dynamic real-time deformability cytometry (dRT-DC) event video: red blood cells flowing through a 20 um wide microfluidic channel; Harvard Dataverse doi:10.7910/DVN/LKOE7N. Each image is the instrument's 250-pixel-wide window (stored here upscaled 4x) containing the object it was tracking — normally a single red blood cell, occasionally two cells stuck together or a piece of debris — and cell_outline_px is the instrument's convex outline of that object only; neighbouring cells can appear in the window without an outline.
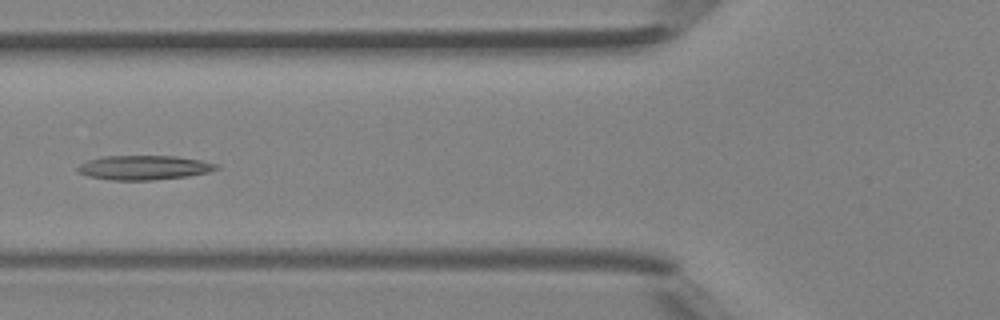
{"species": "Egyptian fruit bat (a non-hibernating species)", "species_latin": "Rousettus aegyptiacus", "temperature_condition": "room temperature", "stored_images_in_passage": 38, "camera_frame_rate_fps": 3000, "um_per_image_px": 0.085, "animal": {"sex": "female"}, "frame": {"image": 1, "passage_image": 17, "time_ms": 5.333, "image_size_px": [1000, 320], "cell_outline_px": [[220, 168], [208, 172], [188, 176], [152, 180], [112, 180], [88, 176], [80, 172], [76, 168], [80, 164], [88, 160], [100, 156], [176, 156], [200, 160], [220, 164]], "centroid_in_image_um": [12.26, 14.24], "position_along_channel_um": 113.5, "area_um2": 19.71}}
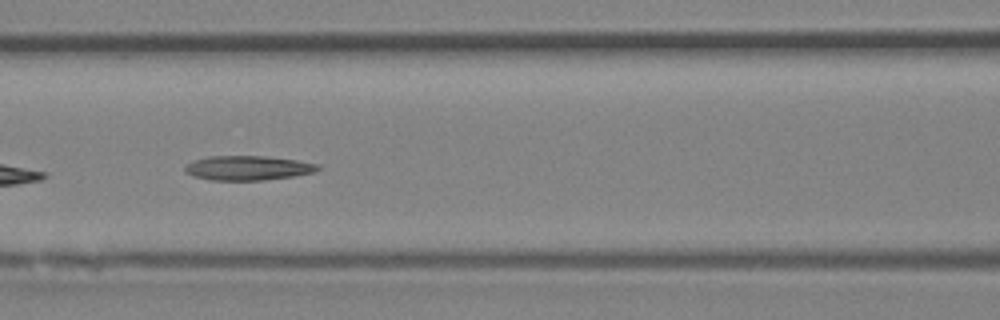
{"frame": {"image": 2, "passage_image": 19, "time_ms": 6.0, "image_size_px": [1000, 320], "cell_outline_px": [[320, 168], [312, 172], [292, 176], [264, 180], [212, 180], [192, 176], [184, 172], [184, 168], [192, 160], [208, 156], [264, 156], [296, 160], [320, 164]], "centroid_in_image_um": [21.02, 14.27], "position_along_channel_um": 145.6, "area_um2": 18.9}}
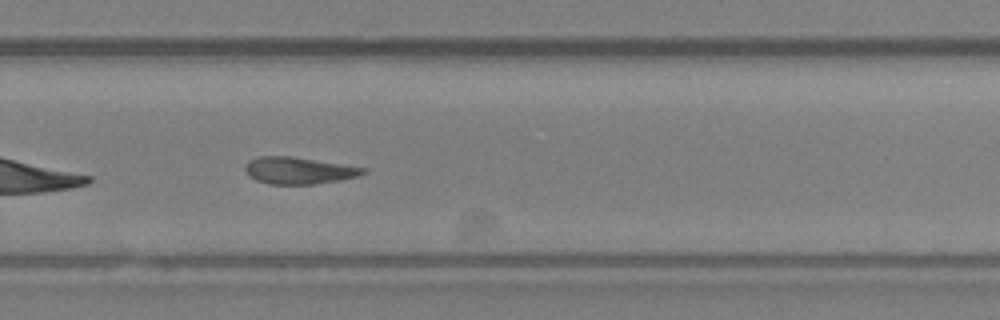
{"frame": {"image": 3, "passage_image": 29, "time_ms": 9.333, "image_size_px": [1000, 320], "cell_outline_px": [[368, 172], [356, 176], [340, 180], [312, 184], [268, 184], [256, 180], [248, 176], [244, 168], [244, 164], [248, 160], [260, 156], [292, 156], [368, 168]], "centroid_in_image_um": [25.36, 14.49], "position_along_channel_um": 304.4, "area_um2": 18.61}}